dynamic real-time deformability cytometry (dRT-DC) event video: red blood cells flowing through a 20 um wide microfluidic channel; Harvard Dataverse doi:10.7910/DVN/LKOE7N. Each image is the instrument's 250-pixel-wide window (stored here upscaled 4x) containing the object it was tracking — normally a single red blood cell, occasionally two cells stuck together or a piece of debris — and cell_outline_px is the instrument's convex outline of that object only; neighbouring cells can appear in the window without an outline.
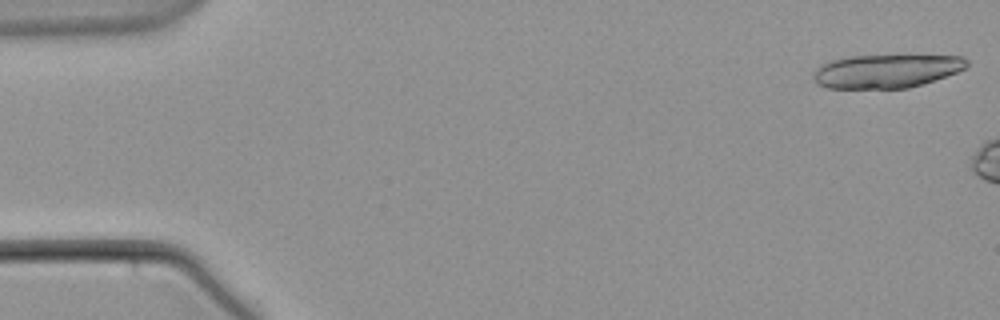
{"species": "common noctule bat (a hibernating species)", "species_latin": "Nyctalus noctula", "temperature_condition": "warm", "stored_images_in_passage": 14, "camera_frame_rate_fps": 3000, "um_per_image_px": 0.085, "animal": {"sex": "male", "body_mass_g": 21.5, "forearm_length_mm": 52.0}, "frame": {"image": 1, "passage_image": 1, "time_ms": 0.0, "image_size_px": [1000, 320], "cell_outline_px": [[968, 64], [964, 68], [956, 72], [908, 88], [828, 88], [816, 84], [812, 76], [812, 72], [816, 68], [832, 60], [852, 56], [964, 56], [968, 60]], "centroid_in_image_um": [75.29, 6.05], "position_along_channel_um": 9.7, "area_um2": 29.54}}